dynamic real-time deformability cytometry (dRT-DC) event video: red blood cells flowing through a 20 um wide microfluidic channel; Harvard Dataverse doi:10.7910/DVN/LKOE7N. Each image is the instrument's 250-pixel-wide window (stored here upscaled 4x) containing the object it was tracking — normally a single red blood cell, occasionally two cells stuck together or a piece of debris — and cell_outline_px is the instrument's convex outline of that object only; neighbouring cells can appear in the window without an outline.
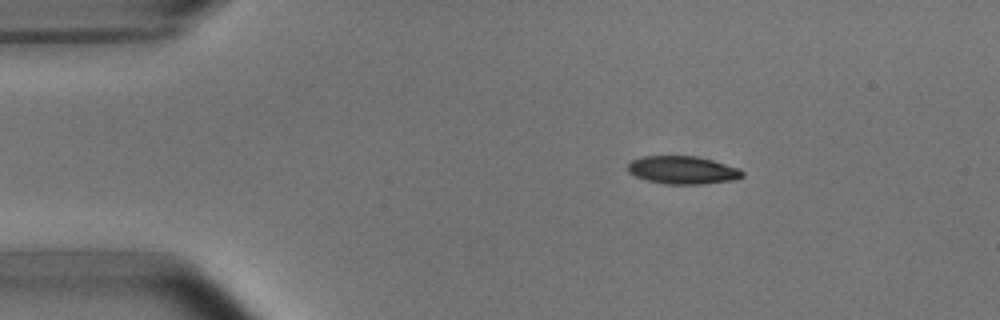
{"species": "common noctule bat (a hibernating species)", "species_latin": "Nyctalus noctula", "temperature_condition": "room temperature", "stored_images_in_passage": 3, "camera_frame_rate_fps": 3000, "um_per_image_px": 0.085, "animal": {"sex": "male", "body_mass_g": 15.6}, "frame": {"image": 1, "passage_image": 2, "time_ms": 1.0, "image_size_px": [1000, 320], "cell_outline_px": [[744, 176], [736, 180], [704, 184], [664, 184], [648, 180], [636, 176], [628, 172], [628, 164], [632, 160], [644, 156], [696, 156], [712, 160], [740, 168], [744, 172]], "centroid_in_image_um": [58.07, 14.46], "position_along_channel_um": 26.9, "area_um2": 18.73}}